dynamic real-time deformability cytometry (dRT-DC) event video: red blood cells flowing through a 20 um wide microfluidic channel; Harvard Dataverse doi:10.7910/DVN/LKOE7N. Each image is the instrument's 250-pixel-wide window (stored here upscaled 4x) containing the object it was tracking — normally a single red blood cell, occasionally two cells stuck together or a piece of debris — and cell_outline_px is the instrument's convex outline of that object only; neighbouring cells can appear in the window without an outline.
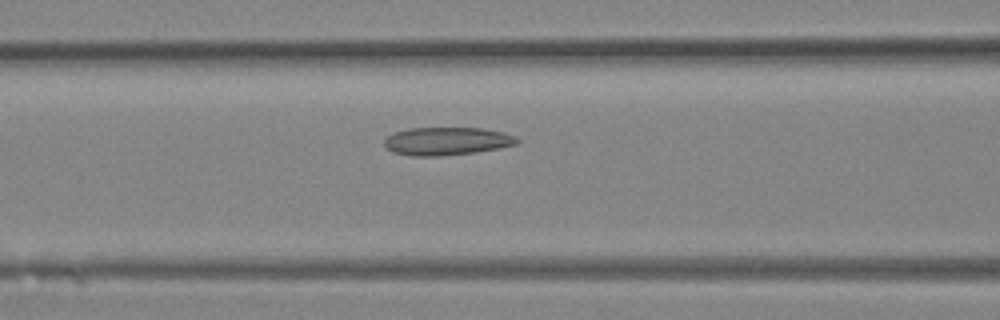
{"species": "Egyptian fruit bat (a non-hibernating species)", "species_latin": "Rousettus aegyptiacus", "temperature_condition": "room temperature", "stored_images_in_passage": 31, "camera_frame_rate_fps": 3000, "um_per_image_px": 0.085, "animal": {"sex": "female"}, "frame": {"image": 1, "passage_image": 13, "time_ms": 4.0, "image_size_px": [1000, 320], "cell_outline_px": [[520, 140], [516, 144], [500, 148], [476, 152], [440, 156], [412, 156], [392, 152], [384, 144], [384, 140], [392, 132], [408, 128], [484, 128], [504, 132], [516, 136]], "centroid_in_image_um": [37.98, 11.99], "position_along_channel_um": 128.6, "area_um2": 21.85}}
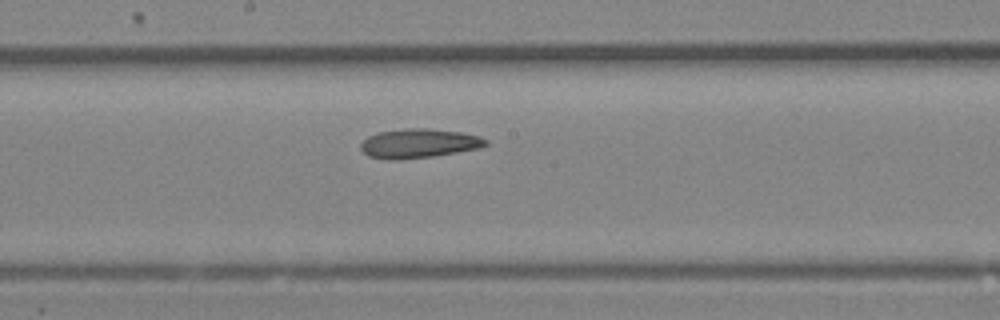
{"frame": {"image": 2, "passage_image": 17, "time_ms": 5.333, "image_size_px": [1000, 320], "cell_outline_px": [[488, 144], [480, 148], [432, 156], [400, 160], [388, 160], [368, 156], [360, 148], [360, 144], [368, 136], [380, 132], [404, 128], [428, 128], [460, 132], [480, 136], [488, 140]], "centroid_in_image_um": [35.59, 12.19], "position_along_channel_um": 212.6, "area_um2": 21.33}}
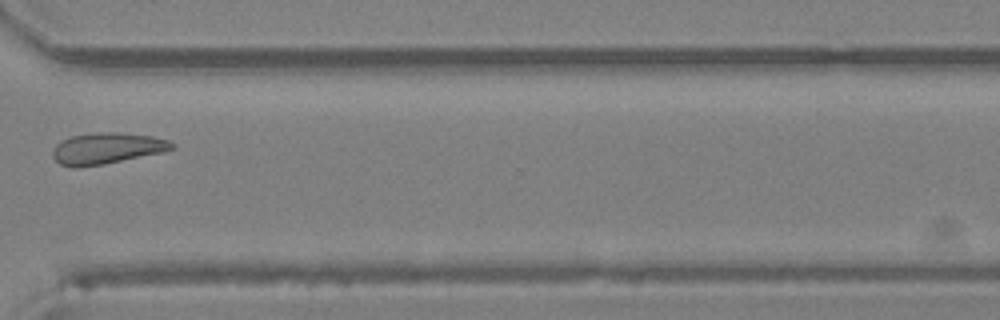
{"frame": {"image": 3, "passage_image": 24, "time_ms": 7.667, "image_size_px": [1000, 320], "cell_outline_px": [[176, 148], [164, 152], [104, 164], [76, 168], [72, 168], [60, 164], [52, 156], [52, 148], [60, 140], [72, 136], [96, 132], [116, 132], [152, 136], [168, 140], [176, 144]], "centroid_in_image_um": [9.08, 12.61], "position_along_channel_um": 361.5, "area_um2": 21.96}}